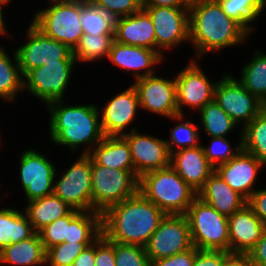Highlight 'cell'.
Masks as SVG:
<instances>
[{
	"label": "cell",
	"instance_id": "obj_1",
	"mask_svg": "<svg viewBox=\"0 0 266 266\" xmlns=\"http://www.w3.org/2000/svg\"><path fill=\"white\" fill-rule=\"evenodd\" d=\"M165 215L138 192L101 214L102 235L112 242L145 247Z\"/></svg>",
	"mask_w": 266,
	"mask_h": 266
},
{
	"label": "cell",
	"instance_id": "obj_2",
	"mask_svg": "<svg viewBox=\"0 0 266 266\" xmlns=\"http://www.w3.org/2000/svg\"><path fill=\"white\" fill-rule=\"evenodd\" d=\"M189 42L195 56L247 41L249 34L234 19L228 17L217 0H191L189 3Z\"/></svg>",
	"mask_w": 266,
	"mask_h": 266
},
{
	"label": "cell",
	"instance_id": "obj_3",
	"mask_svg": "<svg viewBox=\"0 0 266 266\" xmlns=\"http://www.w3.org/2000/svg\"><path fill=\"white\" fill-rule=\"evenodd\" d=\"M64 103V100H56L47 104L51 114L50 139L55 145L70 147L72 151L88 144L82 152L88 154L104 138L100 109L95 104L68 106Z\"/></svg>",
	"mask_w": 266,
	"mask_h": 266
},
{
	"label": "cell",
	"instance_id": "obj_4",
	"mask_svg": "<svg viewBox=\"0 0 266 266\" xmlns=\"http://www.w3.org/2000/svg\"><path fill=\"white\" fill-rule=\"evenodd\" d=\"M139 192L165 214L185 215L197 197V192L171 166L143 174Z\"/></svg>",
	"mask_w": 266,
	"mask_h": 266
},
{
	"label": "cell",
	"instance_id": "obj_5",
	"mask_svg": "<svg viewBox=\"0 0 266 266\" xmlns=\"http://www.w3.org/2000/svg\"><path fill=\"white\" fill-rule=\"evenodd\" d=\"M51 5L35 13L32 24L44 35L74 50L84 35L80 24V0H50Z\"/></svg>",
	"mask_w": 266,
	"mask_h": 266
},
{
	"label": "cell",
	"instance_id": "obj_6",
	"mask_svg": "<svg viewBox=\"0 0 266 266\" xmlns=\"http://www.w3.org/2000/svg\"><path fill=\"white\" fill-rule=\"evenodd\" d=\"M193 246L229 252L228 217L196 197L185 213Z\"/></svg>",
	"mask_w": 266,
	"mask_h": 266
},
{
	"label": "cell",
	"instance_id": "obj_7",
	"mask_svg": "<svg viewBox=\"0 0 266 266\" xmlns=\"http://www.w3.org/2000/svg\"><path fill=\"white\" fill-rule=\"evenodd\" d=\"M92 211L101 214L139 192V178L130 170L97 165L91 159Z\"/></svg>",
	"mask_w": 266,
	"mask_h": 266
},
{
	"label": "cell",
	"instance_id": "obj_8",
	"mask_svg": "<svg viewBox=\"0 0 266 266\" xmlns=\"http://www.w3.org/2000/svg\"><path fill=\"white\" fill-rule=\"evenodd\" d=\"M27 30L28 41L15 50L23 76L34 68L47 63L75 61L73 50L67 45L47 37L32 23Z\"/></svg>",
	"mask_w": 266,
	"mask_h": 266
},
{
	"label": "cell",
	"instance_id": "obj_9",
	"mask_svg": "<svg viewBox=\"0 0 266 266\" xmlns=\"http://www.w3.org/2000/svg\"><path fill=\"white\" fill-rule=\"evenodd\" d=\"M214 100L242 129L266 106L229 74L216 82Z\"/></svg>",
	"mask_w": 266,
	"mask_h": 266
},
{
	"label": "cell",
	"instance_id": "obj_10",
	"mask_svg": "<svg viewBox=\"0 0 266 266\" xmlns=\"http://www.w3.org/2000/svg\"><path fill=\"white\" fill-rule=\"evenodd\" d=\"M91 158L81 154L74 164L54 181V194L78 211H92Z\"/></svg>",
	"mask_w": 266,
	"mask_h": 266
},
{
	"label": "cell",
	"instance_id": "obj_11",
	"mask_svg": "<svg viewBox=\"0 0 266 266\" xmlns=\"http://www.w3.org/2000/svg\"><path fill=\"white\" fill-rule=\"evenodd\" d=\"M193 247L185 215L166 214L145 246L149 260L171 257Z\"/></svg>",
	"mask_w": 266,
	"mask_h": 266
},
{
	"label": "cell",
	"instance_id": "obj_12",
	"mask_svg": "<svg viewBox=\"0 0 266 266\" xmlns=\"http://www.w3.org/2000/svg\"><path fill=\"white\" fill-rule=\"evenodd\" d=\"M75 64L76 61H58L34 68L24 75L23 88L46 105L64 100Z\"/></svg>",
	"mask_w": 266,
	"mask_h": 266
},
{
	"label": "cell",
	"instance_id": "obj_13",
	"mask_svg": "<svg viewBox=\"0 0 266 266\" xmlns=\"http://www.w3.org/2000/svg\"><path fill=\"white\" fill-rule=\"evenodd\" d=\"M19 161L20 182L28 201L54 193L57 171L46 156L30 148L22 152Z\"/></svg>",
	"mask_w": 266,
	"mask_h": 266
},
{
	"label": "cell",
	"instance_id": "obj_14",
	"mask_svg": "<svg viewBox=\"0 0 266 266\" xmlns=\"http://www.w3.org/2000/svg\"><path fill=\"white\" fill-rule=\"evenodd\" d=\"M156 37V50L162 55L163 49L178 47L189 41V8L146 7ZM161 49V50H160Z\"/></svg>",
	"mask_w": 266,
	"mask_h": 266
},
{
	"label": "cell",
	"instance_id": "obj_15",
	"mask_svg": "<svg viewBox=\"0 0 266 266\" xmlns=\"http://www.w3.org/2000/svg\"><path fill=\"white\" fill-rule=\"evenodd\" d=\"M122 137L129 145L134 174L138 178L147 172L171 166V153L165 139L141 134L135 128Z\"/></svg>",
	"mask_w": 266,
	"mask_h": 266
},
{
	"label": "cell",
	"instance_id": "obj_16",
	"mask_svg": "<svg viewBox=\"0 0 266 266\" xmlns=\"http://www.w3.org/2000/svg\"><path fill=\"white\" fill-rule=\"evenodd\" d=\"M133 83L138 93L140 108L169 119L178 115L175 77L161 78L153 74Z\"/></svg>",
	"mask_w": 266,
	"mask_h": 266
},
{
	"label": "cell",
	"instance_id": "obj_17",
	"mask_svg": "<svg viewBox=\"0 0 266 266\" xmlns=\"http://www.w3.org/2000/svg\"><path fill=\"white\" fill-rule=\"evenodd\" d=\"M175 77L178 114L184 115L183 107L196 110L214 99L216 82L209 81L196 60L190 61Z\"/></svg>",
	"mask_w": 266,
	"mask_h": 266
},
{
	"label": "cell",
	"instance_id": "obj_18",
	"mask_svg": "<svg viewBox=\"0 0 266 266\" xmlns=\"http://www.w3.org/2000/svg\"><path fill=\"white\" fill-rule=\"evenodd\" d=\"M139 107L138 93L135 87L130 85L126 90L116 94L109 100L101 116V128L104 136H122L124 130L135 120Z\"/></svg>",
	"mask_w": 266,
	"mask_h": 266
},
{
	"label": "cell",
	"instance_id": "obj_19",
	"mask_svg": "<svg viewBox=\"0 0 266 266\" xmlns=\"http://www.w3.org/2000/svg\"><path fill=\"white\" fill-rule=\"evenodd\" d=\"M264 165L253 155L241 150L228 162L218 165L215 171L235 191L246 200L255 191L257 176Z\"/></svg>",
	"mask_w": 266,
	"mask_h": 266
},
{
	"label": "cell",
	"instance_id": "obj_20",
	"mask_svg": "<svg viewBox=\"0 0 266 266\" xmlns=\"http://www.w3.org/2000/svg\"><path fill=\"white\" fill-rule=\"evenodd\" d=\"M266 226L246 204L228 217L229 253L248 254L262 238Z\"/></svg>",
	"mask_w": 266,
	"mask_h": 266
},
{
	"label": "cell",
	"instance_id": "obj_21",
	"mask_svg": "<svg viewBox=\"0 0 266 266\" xmlns=\"http://www.w3.org/2000/svg\"><path fill=\"white\" fill-rule=\"evenodd\" d=\"M163 55L157 50H152L144 47L125 45L113 41L108 55V60L112 64L119 66L127 72L133 71L135 81L149 75L155 74V65L160 64ZM142 73H140L141 70Z\"/></svg>",
	"mask_w": 266,
	"mask_h": 266
},
{
	"label": "cell",
	"instance_id": "obj_22",
	"mask_svg": "<svg viewBox=\"0 0 266 266\" xmlns=\"http://www.w3.org/2000/svg\"><path fill=\"white\" fill-rule=\"evenodd\" d=\"M171 167L197 193L215 171V168L208 162L202 144L198 147L172 152Z\"/></svg>",
	"mask_w": 266,
	"mask_h": 266
},
{
	"label": "cell",
	"instance_id": "obj_23",
	"mask_svg": "<svg viewBox=\"0 0 266 266\" xmlns=\"http://www.w3.org/2000/svg\"><path fill=\"white\" fill-rule=\"evenodd\" d=\"M114 41L137 47L156 50V37L149 14L140 11L115 19Z\"/></svg>",
	"mask_w": 266,
	"mask_h": 266
},
{
	"label": "cell",
	"instance_id": "obj_24",
	"mask_svg": "<svg viewBox=\"0 0 266 266\" xmlns=\"http://www.w3.org/2000/svg\"><path fill=\"white\" fill-rule=\"evenodd\" d=\"M197 197L227 217L247 204V200L233 190L216 171L205 181Z\"/></svg>",
	"mask_w": 266,
	"mask_h": 266
},
{
	"label": "cell",
	"instance_id": "obj_25",
	"mask_svg": "<svg viewBox=\"0 0 266 266\" xmlns=\"http://www.w3.org/2000/svg\"><path fill=\"white\" fill-rule=\"evenodd\" d=\"M87 155L100 166L130 170L134 173V164L127 141L122 136H104Z\"/></svg>",
	"mask_w": 266,
	"mask_h": 266
},
{
	"label": "cell",
	"instance_id": "obj_26",
	"mask_svg": "<svg viewBox=\"0 0 266 266\" xmlns=\"http://www.w3.org/2000/svg\"><path fill=\"white\" fill-rule=\"evenodd\" d=\"M18 266L46 265V250L36 232L32 237L11 244L0 251V264Z\"/></svg>",
	"mask_w": 266,
	"mask_h": 266
},
{
	"label": "cell",
	"instance_id": "obj_27",
	"mask_svg": "<svg viewBox=\"0 0 266 266\" xmlns=\"http://www.w3.org/2000/svg\"><path fill=\"white\" fill-rule=\"evenodd\" d=\"M27 202L24 212L37 233L72 210L54 193Z\"/></svg>",
	"mask_w": 266,
	"mask_h": 266
},
{
	"label": "cell",
	"instance_id": "obj_28",
	"mask_svg": "<svg viewBox=\"0 0 266 266\" xmlns=\"http://www.w3.org/2000/svg\"><path fill=\"white\" fill-rule=\"evenodd\" d=\"M35 233L25 212L13 208L0 209V251L32 237Z\"/></svg>",
	"mask_w": 266,
	"mask_h": 266
},
{
	"label": "cell",
	"instance_id": "obj_29",
	"mask_svg": "<svg viewBox=\"0 0 266 266\" xmlns=\"http://www.w3.org/2000/svg\"><path fill=\"white\" fill-rule=\"evenodd\" d=\"M14 62L2 46L0 47V98L13 101L17 93L24 90L23 74L18 64L16 52H14ZM15 63V64H14Z\"/></svg>",
	"mask_w": 266,
	"mask_h": 266
},
{
	"label": "cell",
	"instance_id": "obj_30",
	"mask_svg": "<svg viewBox=\"0 0 266 266\" xmlns=\"http://www.w3.org/2000/svg\"><path fill=\"white\" fill-rule=\"evenodd\" d=\"M254 53L238 81L266 105V54L259 50Z\"/></svg>",
	"mask_w": 266,
	"mask_h": 266
},
{
	"label": "cell",
	"instance_id": "obj_31",
	"mask_svg": "<svg viewBox=\"0 0 266 266\" xmlns=\"http://www.w3.org/2000/svg\"><path fill=\"white\" fill-rule=\"evenodd\" d=\"M101 235L100 212L81 211L68 225V243H94Z\"/></svg>",
	"mask_w": 266,
	"mask_h": 266
},
{
	"label": "cell",
	"instance_id": "obj_32",
	"mask_svg": "<svg viewBox=\"0 0 266 266\" xmlns=\"http://www.w3.org/2000/svg\"><path fill=\"white\" fill-rule=\"evenodd\" d=\"M242 149L266 165V107L241 131Z\"/></svg>",
	"mask_w": 266,
	"mask_h": 266
},
{
	"label": "cell",
	"instance_id": "obj_33",
	"mask_svg": "<svg viewBox=\"0 0 266 266\" xmlns=\"http://www.w3.org/2000/svg\"><path fill=\"white\" fill-rule=\"evenodd\" d=\"M79 20L84 34H114L115 19L93 1L80 0Z\"/></svg>",
	"mask_w": 266,
	"mask_h": 266
},
{
	"label": "cell",
	"instance_id": "obj_34",
	"mask_svg": "<svg viewBox=\"0 0 266 266\" xmlns=\"http://www.w3.org/2000/svg\"><path fill=\"white\" fill-rule=\"evenodd\" d=\"M199 112L203 130L209 137H226L227 133L238 126L214 99L201 108Z\"/></svg>",
	"mask_w": 266,
	"mask_h": 266
},
{
	"label": "cell",
	"instance_id": "obj_35",
	"mask_svg": "<svg viewBox=\"0 0 266 266\" xmlns=\"http://www.w3.org/2000/svg\"><path fill=\"white\" fill-rule=\"evenodd\" d=\"M113 41L114 34H84L73 50L75 61L88 63L107 58Z\"/></svg>",
	"mask_w": 266,
	"mask_h": 266
},
{
	"label": "cell",
	"instance_id": "obj_36",
	"mask_svg": "<svg viewBox=\"0 0 266 266\" xmlns=\"http://www.w3.org/2000/svg\"><path fill=\"white\" fill-rule=\"evenodd\" d=\"M223 12L238 22L248 34L254 29L250 23L260 17L262 10L255 0H217Z\"/></svg>",
	"mask_w": 266,
	"mask_h": 266
},
{
	"label": "cell",
	"instance_id": "obj_37",
	"mask_svg": "<svg viewBox=\"0 0 266 266\" xmlns=\"http://www.w3.org/2000/svg\"><path fill=\"white\" fill-rule=\"evenodd\" d=\"M184 117V115L180 114L171 117L174 121L179 120V123L170 132V139L166 140L170 153L179 149L201 145L198 137L200 133L198 132L199 126H196L192 121H186ZM182 120L183 122H180Z\"/></svg>",
	"mask_w": 266,
	"mask_h": 266
},
{
	"label": "cell",
	"instance_id": "obj_38",
	"mask_svg": "<svg viewBox=\"0 0 266 266\" xmlns=\"http://www.w3.org/2000/svg\"><path fill=\"white\" fill-rule=\"evenodd\" d=\"M80 212L72 209L67 215L58 218L38 232L45 250L63 242L68 243V225Z\"/></svg>",
	"mask_w": 266,
	"mask_h": 266
},
{
	"label": "cell",
	"instance_id": "obj_39",
	"mask_svg": "<svg viewBox=\"0 0 266 266\" xmlns=\"http://www.w3.org/2000/svg\"><path fill=\"white\" fill-rule=\"evenodd\" d=\"M211 142L207 147L203 146L204 153L208 162L216 168L218 165L228 162L231 158L235 157L242 150V138L233 149L231 142L225 137H210Z\"/></svg>",
	"mask_w": 266,
	"mask_h": 266
},
{
	"label": "cell",
	"instance_id": "obj_40",
	"mask_svg": "<svg viewBox=\"0 0 266 266\" xmlns=\"http://www.w3.org/2000/svg\"><path fill=\"white\" fill-rule=\"evenodd\" d=\"M92 243H60L46 250V265L72 266L79 254Z\"/></svg>",
	"mask_w": 266,
	"mask_h": 266
},
{
	"label": "cell",
	"instance_id": "obj_41",
	"mask_svg": "<svg viewBox=\"0 0 266 266\" xmlns=\"http://www.w3.org/2000/svg\"><path fill=\"white\" fill-rule=\"evenodd\" d=\"M116 266H149V258L143 246L114 242Z\"/></svg>",
	"mask_w": 266,
	"mask_h": 266
},
{
	"label": "cell",
	"instance_id": "obj_42",
	"mask_svg": "<svg viewBox=\"0 0 266 266\" xmlns=\"http://www.w3.org/2000/svg\"><path fill=\"white\" fill-rule=\"evenodd\" d=\"M114 19L127 17L142 9L140 0H92Z\"/></svg>",
	"mask_w": 266,
	"mask_h": 266
},
{
	"label": "cell",
	"instance_id": "obj_43",
	"mask_svg": "<svg viewBox=\"0 0 266 266\" xmlns=\"http://www.w3.org/2000/svg\"><path fill=\"white\" fill-rule=\"evenodd\" d=\"M95 266H116L114 242L103 235L95 241Z\"/></svg>",
	"mask_w": 266,
	"mask_h": 266
},
{
	"label": "cell",
	"instance_id": "obj_44",
	"mask_svg": "<svg viewBox=\"0 0 266 266\" xmlns=\"http://www.w3.org/2000/svg\"><path fill=\"white\" fill-rule=\"evenodd\" d=\"M195 256L196 248L193 246L191 249L177 253L171 257L150 260L149 266H193Z\"/></svg>",
	"mask_w": 266,
	"mask_h": 266
},
{
	"label": "cell",
	"instance_id": "obj_45",
	"mask_svg": "<svg viewBox=\"0 0 266 266\" xmlns=\"http://www.w3.org/2000/svg\"><path fill=\"white\" fill-rule=\"evenodd\" d=\"M193 266H224V251L200 250L196 248Z\"/></svg>",
	"mask_w": 266,
	"mask_h": 266
},
{
	"label": "cell",
	"instance_id": "obj_46",
	"mask_svg": "<svg viewBox=\"0 0 266 266\" xmlns=\"http://www.w3.org/2000/svg\"><path fill=\"white\" fill-rule=\"evenodd\" d=\"M247 205L266 226V189H257L247 199Z\"/></svg>",
	"mask_w": 266,
	"mask_h": 266
},
{
	"label": "cell",
	"instance_id": "obj_47",
	"mask_svg": "<svg viewBox=\"0 0 266 266\" xmlns=\"http://www.w3.org/2000/svg\"><path fill=\"white\" fill-rule=\"evenodd\" d=\"M247 255L253 266H266V228L262 238L254 245Z\"/></svg>",
	"mask_w": 266,
	"mask_h": 266
},
{
	"label": "cell",
	"instance_id": "obj_48",
	"mask_svg": "<svg viewBox=\"0 0 266 266\" xmlns=\"http://www.w3.org/2000/svg\"><path fill=\"white\" fill-rule=\"evenodd\" d=\"M142 8L146 7H175L189 8L190 0H140Z\"/></svg>",
	"mask_w": 266,
	"mask_h": 266
},
{
	"label": "cell",
	"instance_id": "obj_49",
	"mask_svg": "<svg viewBox=\"0 0 266 266\" xmlns=\"http://www.w3.org/2000/svg\"><path fill=\"white\" fill-rule=\"evenodd\" d=\"M72 266H95V242L79 254Z\"/></svg>",
	"mask_w": 266,
	"mask_h": 266
},
{
	"label": "cell",
	"instance_id": "obj_50",
	"mask_svg": "<svg viewBox=\"0 0 266 266\" xmlns=\"http://www.w3.org/2000/svg\"><path fill=\"white\" fill-rule=\"evenodd\" d=\"M224 266H253L247 254H232L224 251Z\"/></svg>",
	"mask_w": 266,
	"mask_h": 266
},
{
	"label": "cell",
	"instance_id": "obj_51",
	"mask_svg": "<svg viewBox=\"0 0 266 266\" xmlns=\"http://www.w3.org/2000/svg\"><path fill=\"white\" fill-rule=\"evenodd\" d=\"M2 6L4 7L5 5L0 3V35H3V34H8L7 31H6V27H5V21H4V18H3V8Z\"/></svg>",
	"mask_w": 266,
	"mask_h": 266
},
{
	"label": "cell",
	"instance_id": "obj_52",
	"mask_svg": "<svg viewBox=\"0 0 266 266\" xmlns=\"http://www.w3.org/2000/svg\"><path fill=\"white\" fill-rule=\"evenodd\" d=\"M257 5L259 6V8L262 10H264V7H265V4H266V1L265 0H255Z\"/></svg>",
	"mask_w": 266,
	"mask_h": 266
},
{
	"label": "cell",
	"instance_id": "obj_53",
	"mask_svg": "<svg viewBox=\"0 0 266 266\" xmlns=\"http://www.w3.org/2000/svg\"><path fill=\"white\" fill-rule=\"evenodd\" d=\"M11 0H0V3L4 4V5H7L8 2H10Z\"/></svg>",
	"mask_w": 266,
	"mask_h": 266
}]
</instances>
